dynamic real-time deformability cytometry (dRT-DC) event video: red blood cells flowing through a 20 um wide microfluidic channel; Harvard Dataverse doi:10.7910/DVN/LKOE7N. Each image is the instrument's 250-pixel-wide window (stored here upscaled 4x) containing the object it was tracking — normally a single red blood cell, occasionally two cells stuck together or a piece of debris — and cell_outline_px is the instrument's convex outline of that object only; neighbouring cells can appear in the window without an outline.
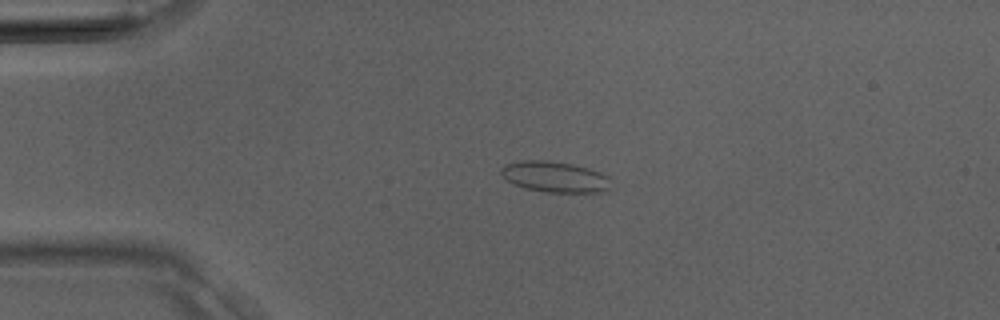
{"species": "Egyptian fruit bat (a non-hibernating species)", "species_latin": "Rousettus aegyptiacus", "temperature_condition": "room temperature", "stored_images_in_passage": 38, "camera_frame_rate_fps": 3000, "um_per_image_px": 0.085, "animal": {"sex": "male"}, "frame": {"image": 1, "passage_image": 9, "time_ms": 2.667, "image_size_px": [1000, 320], "cell_outline_px": [[612, 188], [600, 192], [544, 192], [524, 188], [508, 180], [500, 172], [500, 168], [504, 164], [520, 160], [548, 160], [572, 164], [588, 168], [600, 172], [608, 176]], "centroid_in_image_um": [47.17, 15.02], "position_along_channel_um": 37.8, "area_um2": 19.83}}
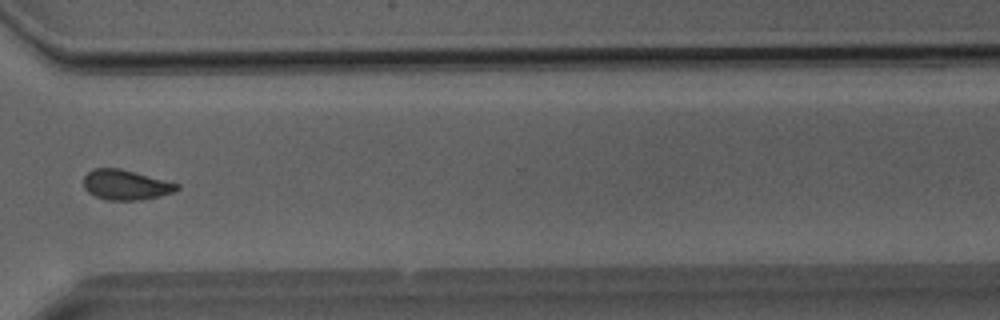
{"frame": {"image": 2, "passage_image": 29, "time_ms": 9.333, "image_size_px": [1000, 320], "cell_outline_px": [[180, 188], [172, 192], [160, 196], [140, 200], [108, 200], [96, 196], [88, 192], [84, 188], [84, 176], [92, 168], [120, 168], [180, 184]], "centroid_in_image_um": [10.68, 15.71], "position_along_channel_um": 359.9, "area_um2": 16.3}}
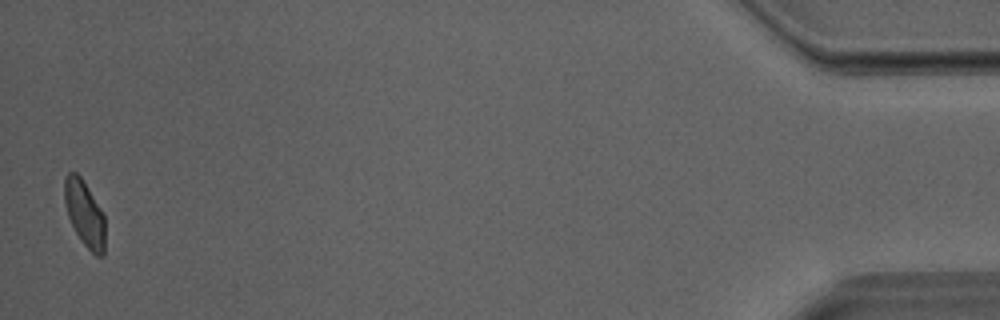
{"frame": {"image": 3, "passage_image": 38, "time_ms": 12.333, "image_size_px": [1000, 320], "cell_outline_px": [[104, 256], [96, 256], [80, 240], [68, 216], [64, 204], [64, 176], [68, 172], [76, 172], [80, 176], [100, 208], [104, 216]], "centroid_in_image_um": [7.17, 18.14], "position_along_channel_um": 428.0, "area_um2": 15.43}}